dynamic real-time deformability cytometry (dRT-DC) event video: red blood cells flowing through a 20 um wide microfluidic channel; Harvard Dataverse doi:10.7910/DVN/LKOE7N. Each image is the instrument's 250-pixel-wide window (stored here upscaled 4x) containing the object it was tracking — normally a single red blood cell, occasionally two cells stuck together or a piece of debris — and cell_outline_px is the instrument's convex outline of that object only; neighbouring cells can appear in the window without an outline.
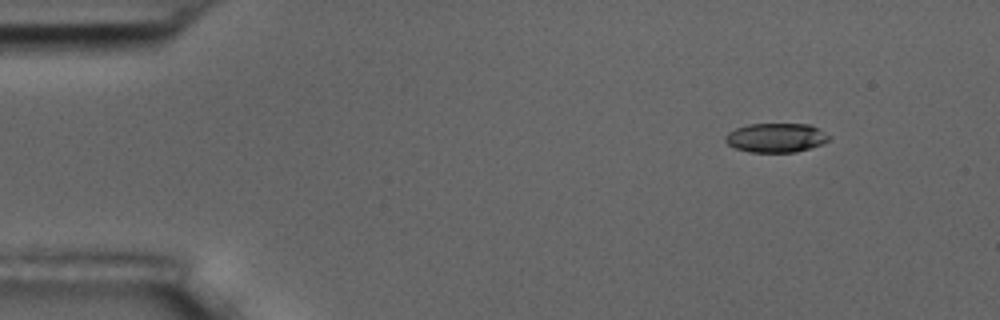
{"species": "common noctule bat (a hibernating species)", "species_latin": "Nyctalus noctula", "temperature_condition": "room temperature", "stored_images_in_passage": 5, "segment_of_instrument_passage": [1, 2], "camera_frame_rate_fps": 3000, "um_per_image_px": 0.085, "animal": {"sex": "male", "body_mass_g": 17.5, "forearm_length_mm": 52.3}, "frame": {"image": 1, "passage_image": 1, "time_ms": 0.0, "image_size_px": [1000, 320], "cell_outline_px": [[828, 140], [820, 144], [796, 152], [748, 152], [736, 148], [728, 144], [724, 140], [724, 136], [728, 132], [736, 128], [748, 124], [808, 124], [816, 128], [828, 136]], "centroid_in_image_um": [65.87, 11.71], "position_along_channel_um": 19.1, "area_um2": 17.34}}
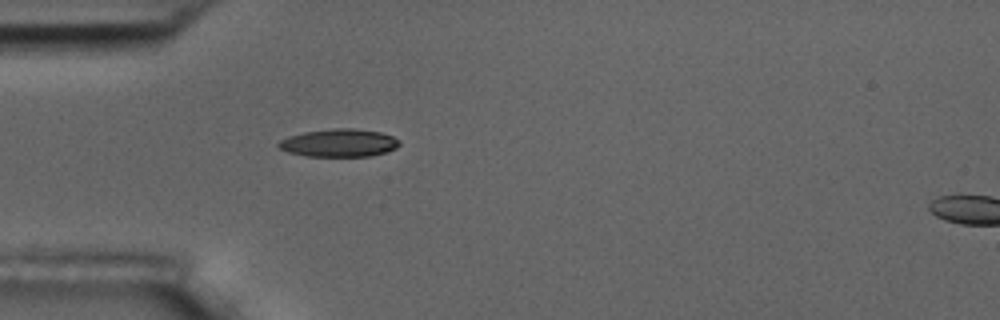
{"frame": {"image": 2, "passage_image": 4, "time_ms": 3.333, "image_size_px": [1000, 320], "cell_outline_px": [[400, 144], [396, 148], [388, 152], [372, 156], [308, 156], [288, 152], [280, 148], [276, 144], [280, 140], [288, 136], [304, 132], [332, 128], [352, 128], [380, 132], [392, 136], [400, 140]], "centroid_in_image_um": [28.84, 12.14], "position_along_channel_um": 56.2, "area_um2": 19.71}}